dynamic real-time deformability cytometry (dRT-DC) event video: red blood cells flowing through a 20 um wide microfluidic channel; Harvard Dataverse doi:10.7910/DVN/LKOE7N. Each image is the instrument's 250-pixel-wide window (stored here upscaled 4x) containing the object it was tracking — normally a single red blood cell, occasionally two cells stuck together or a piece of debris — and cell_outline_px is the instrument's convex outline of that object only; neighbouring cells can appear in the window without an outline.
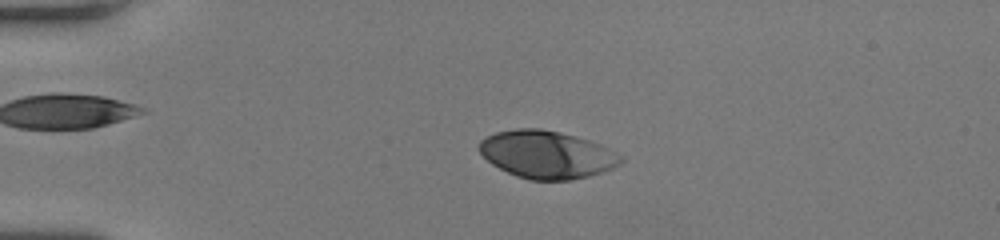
{"species": "human", "species_latin": "Homo sapiens", "temperature_condition": "room temperature", "stored_images_in_passage": 52, "camera_frame_rate_fps": 3000, "um_per_image_px": 0.085, "donor": {"sex": "female"}, "frame": {"image": 1, "passage_image": 13, "time_ms": 4.0, "image_size_px": [1000, 240], "cell_outline_px": [[624, 160], [620, 164], [612, 168], [588, 176], [568, 180], [528, 180], [516, 176], [492, 164], [476, 148], [480, 140], [496, 132], [516, 128], [540, 128], [560, 132], [576, 136], [600, 144], [624, 156]], "centroid_in_image_um": [46.47, 13.13], "position_along_channel_um": 38.5, "area_um2": 39.36}}
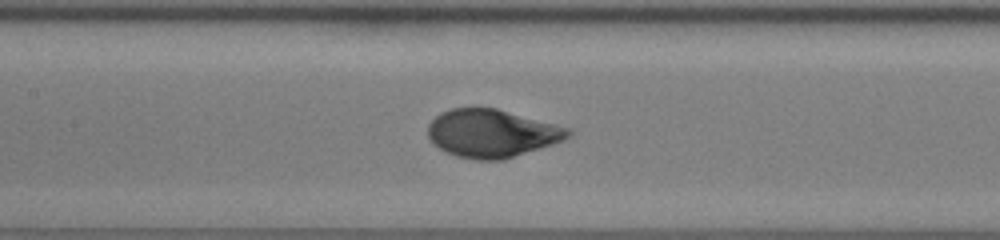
{"frame": {"image": 2, "passage_image": 26, "time_ms": 8.333, "image_size_px": [1000, 240], "cell_outline_px": [[572, 136], [564, 140], [540, 148], [500, 160], [476, 160], [456, 156], [432, 144], [428, 136], [428, 124], [440, 112], [452, 108], [496, 108], [556, 124], [568, 128], [572, 132]], "centroid_in_image_um": [41.79, 11.33], "position_along_channel_um": 165.6, "area_um2": 39.02}}
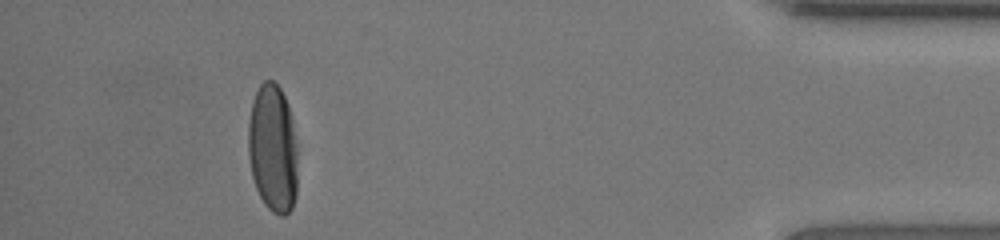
{"frame": {"image": 3, "passage_image": 48, "time_ms": 15.667, "image_size_px": [1000, 240], "cell_outline_px": [[296, 196], [292, 208], [284, 216], [280, 216], [272, 212], [264, 204], [256, 188], [252, 176], [248, 156], [248, 120], [252, 100], [260, 84], [264, 80], [272, 80], [280, 88], [288, 104], [292, 116], [296, 140]], "centroid_in_image_um": [23.18, 12.61], "position_along_channel_um": 412.0, "area_um2": 37.34}, "authors_computed_cell_mechanics": {"area_um2": 39.8531, "velocity_mm_per_s": 4.0663, "shape_relaxation_time_tau1_ms": 2.9133, "shape_relaxation_time_tau2_ms": null, "deformation_change_tau1": 0.1852, "deformation_change_tau2": null}}